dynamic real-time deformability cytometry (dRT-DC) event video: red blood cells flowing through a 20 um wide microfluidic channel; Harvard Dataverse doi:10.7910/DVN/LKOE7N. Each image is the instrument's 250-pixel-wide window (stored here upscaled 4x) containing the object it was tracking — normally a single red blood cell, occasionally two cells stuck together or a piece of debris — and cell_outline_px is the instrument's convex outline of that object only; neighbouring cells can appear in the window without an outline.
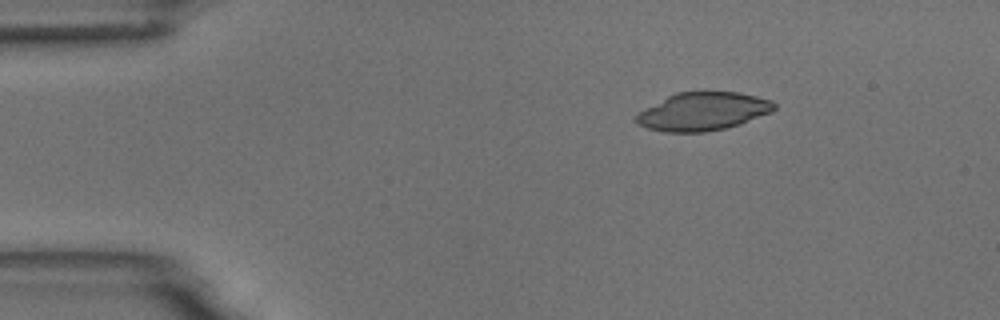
{"species": "common noctule bat (a hibernating species)", "species_latin": "Nyctalus noctula", "temperature_condition": "room temperature", "stored_images_in_passage": 3, "camera_frame_rate_fps": 3000, "um_per_image_px": 0.085, "animal": {"sex": "male", "body_mass_g": 18.8}, "frame": {"image": 1, "passage_image": 1, "time_ms": 0.0, "image_size_px": [1000, 320], "cell_outline_px": [[776, 108], [772, 112], [740, 124], [724, 128], [704, 132], [664, 132], [648, 128], [636, 124], [636, 112], [676, 92], [704, 88], [740, 92], [772, 100], [776, 104]], "centroid_in_image_um": [59.75, 9.42], "position_along_channel_um": 25.2, "area_um2": 31.67}}